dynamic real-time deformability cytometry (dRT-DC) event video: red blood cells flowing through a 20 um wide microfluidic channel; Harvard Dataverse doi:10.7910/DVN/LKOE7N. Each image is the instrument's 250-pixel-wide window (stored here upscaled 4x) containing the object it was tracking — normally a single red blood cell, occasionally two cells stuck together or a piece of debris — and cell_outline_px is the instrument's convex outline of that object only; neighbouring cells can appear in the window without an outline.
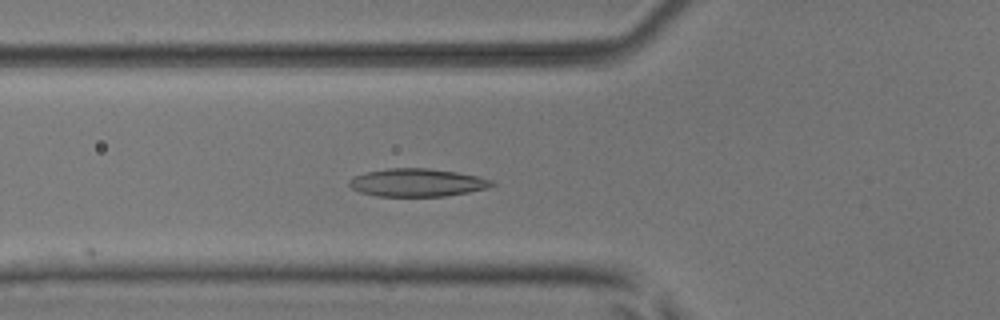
{"species": "common noctule bat (a hibernating species)", "species_latin": "Nyctalus noctula", "temperature_condition": "room temperature", "stored_images_in_passage": 5, "camera_frame_rate_fps": 3000, "um_per_image_px": 0.085, "animal": {"sex": "male", "body_mass_g": 17.9, "forearm_length_mm": 54.2}, "frame": {"image": 1, "passage_image": 5, "time_ms": 1.333, "image_size_px": [1000, 320], "cell_outline_px": [[496, 184], [488, 188], [468, 192], [444, 196], [376, 196], [360, 192], [352, 188], [348, 184], [348, 180], [352, 176], [364, 172], [388, 168], [428, 168], [456, 172], [476, 176], [492, 180]], "centroid_in_image_um": [35.41, 15.51], "position_along_channel_um": 90.4, "area_um2": 23.29}}